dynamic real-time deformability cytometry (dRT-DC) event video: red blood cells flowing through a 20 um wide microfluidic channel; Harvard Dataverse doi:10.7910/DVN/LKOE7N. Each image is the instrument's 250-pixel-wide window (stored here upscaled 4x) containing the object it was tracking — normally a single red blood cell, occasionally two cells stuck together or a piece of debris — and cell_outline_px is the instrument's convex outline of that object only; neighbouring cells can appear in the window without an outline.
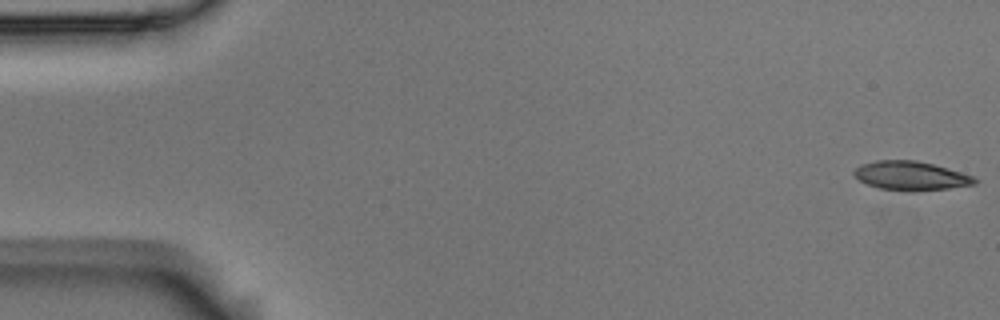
{"species": "Egyptian fruit bat (a non-hibernating species)", "species_latin": "Rousettus aegyptiacus", "temperature_condition": "room temperature", "stored_images_in_passage": 49, "camera_frame_rate_fps": 3000, "um_per_image_px": 0.085, "animal": {"sex": "male"}, "frame": {"image": 1, "passage_image": 1, "time_ms": 0.0, "image_size_px": [1000, 320], "cell_outline_px": [[980, 180], [976, 184], [948, 188], [912, 192], [908, 192], [880, 188], [868, 184], [860, 180], [852, 172], [856, 168], [864, 164], [876, 160], [916, 160], [932, 164], [960, 172], [972, 176]], "centroid_in_image_um": [77.44, 14.95], "position_along_channel_um": 7.6, "area_um2": 20.23}}
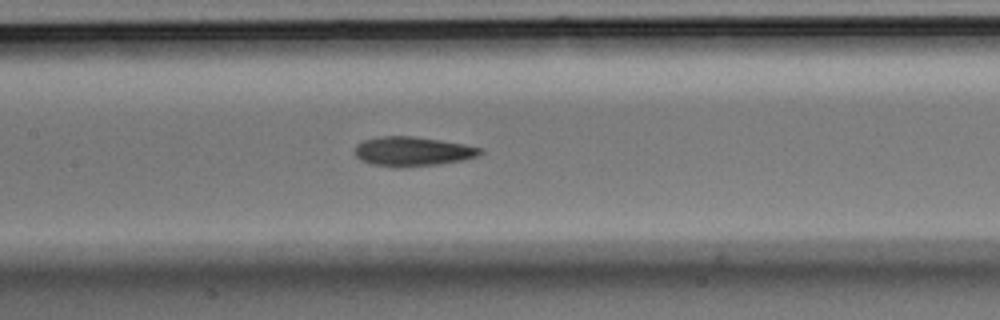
{"frame": {"image": 2, "passage_image": 26, "time_ms": 8.333, "image_size_px": [1000, 320], "cell_outline_px": [[484, 152], [476, 156], [464, 160], [440, 164], [400, 168], [392, 168], [372, 164], [360, 160], [356, 156], [356, 144], [364, 140], [380, 136], [412, 136], [440, 140], [464, 144], [484, 148]], "centroid_in_image_um": [35.08, 12.88], "position_along_channel_um": 172.3, "area_um2": 21.73}}
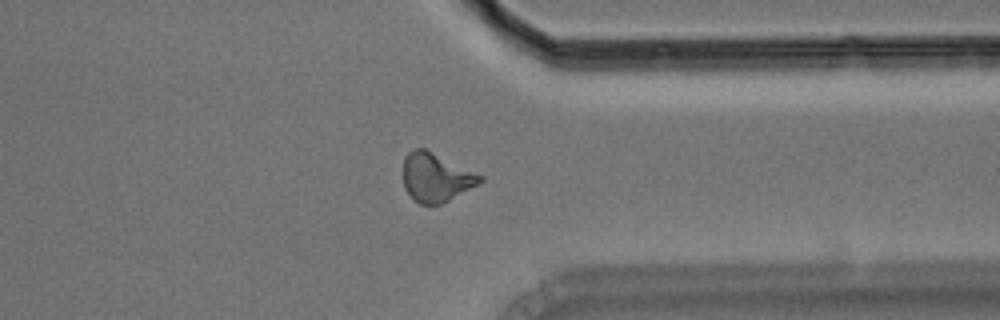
{"frame": {"image": 3, "passage_image": 43, "time_ms": 14.0, "image_size_px": [1000, 320], "cell_outline_px": [[484, 180], [448, 200], [440, 204], [420, 204], [412, 200], [404, 188], [404, 156], [408, 152], [416, 148], [424, 148], [484, 176]], "centroid_in_image_um": [37.02, 15.08], "position_along_channel_um": 374.4, "area_um2": 21.56}}